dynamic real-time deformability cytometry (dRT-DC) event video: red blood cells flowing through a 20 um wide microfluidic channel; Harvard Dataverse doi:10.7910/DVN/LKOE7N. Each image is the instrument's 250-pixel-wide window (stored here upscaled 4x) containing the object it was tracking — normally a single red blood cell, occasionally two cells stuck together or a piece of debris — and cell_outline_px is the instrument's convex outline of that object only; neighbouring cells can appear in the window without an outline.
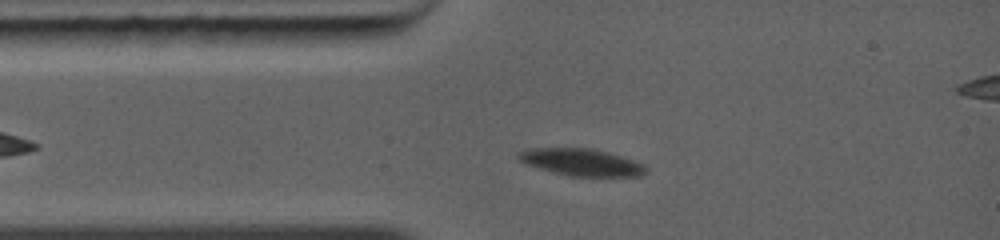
{"species": "common noctule bat (a hibernating species)", "species_latin": "Nyctalus noctula", "temperature_condition": "warm", "stored_images_in_passage": 7, "camera_frame_rate_fps": 5000, "um_per_image_px": 0.085, "animal": {"sex": "female", "body_mass_g": 19.0, "forearm_length_mm": 56.7}, "frame": {"image": 1, "passage_image": 2, "time_ms": 1.0, "image_size_px": [1000, 240], "cell_outline_px": [[648, 172], [640, 176], [572, 176], [552, 172], [524, 164], [516, 156], [516, 152], [532, 148], [596, 148], [644, 164], [648, 168]], "centroid_in_image_um": [49.41, 13.78], "position_along_channel_um": 35.6, "area_um2": 20.23}}
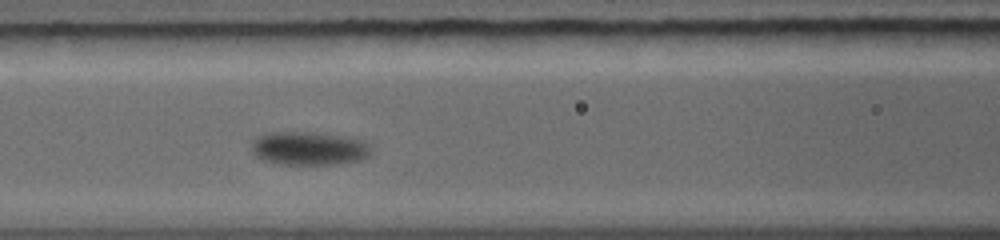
{"frame": {"image": 2, "passage_image": 5, "time_ms": 3.6, "image_size_px": [1000, 240], "cell_outline_px": [[372, 152], [368, 156], [356, 160], [332, 164], [280, 164], [264, 160], [256, 156], [252, 152], [252, 140], [264, 132], [316, 132], [340, 136], [360, 140], [368, 144], [372, 148]], "centroid_in_image_um": [26.2, 12.6], "position_along_channel_um": 140.4, "area_um2": 23.18}}
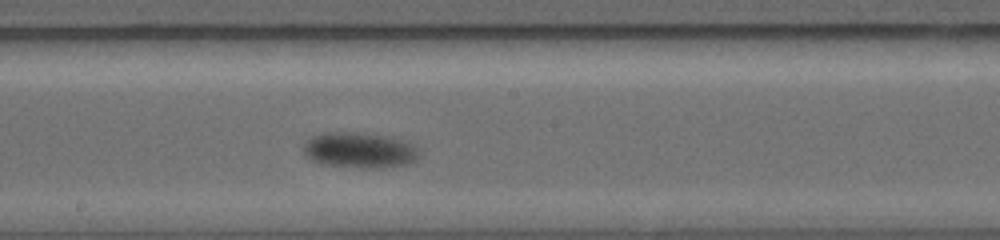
{"frame": {"image": 3, "passage_image": 7, "time_ms": 5.4, "image_size_px": [1000, 240], "cell_outline_px": [[420, 156], [416, 160], [408, 164], [380, 168], [364, 168], [320, 164], [312, 160], [304, 152], [304, 144], [312, 136], [328, 132], [356, 132], [392, 136], [416, 144], [420, 152]], "centroid_in_image_um": [30.64, 12.76], "position_along_channel_um": 217.6, "area_um2": 24.39}}